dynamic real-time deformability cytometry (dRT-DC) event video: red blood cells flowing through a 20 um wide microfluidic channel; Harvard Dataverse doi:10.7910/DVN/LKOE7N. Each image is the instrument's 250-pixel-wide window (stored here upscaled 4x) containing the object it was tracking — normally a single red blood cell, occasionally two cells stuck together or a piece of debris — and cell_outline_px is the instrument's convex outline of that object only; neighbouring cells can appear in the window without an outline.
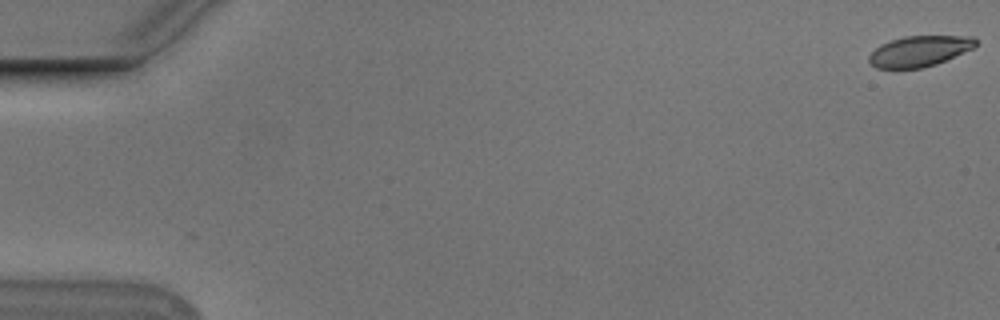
{"species": "Egyptian fruit bat (a non-hibernating species)", "species_latin": "Rousettus aegyptiacus", "temperature_condition": "cold", "stored_images_in_passage": 13, "camera_frame_rate_fps": 3000, "um_per_image_px": 0.085, "animal": {"sex": "male"}, "frame": {"image": 1, "passage_image": 1, "time_ms": 0.0, "image_size_px": [1000, 320], "cell_outline_px": [[976, 44], [972, 48], [936, 64], [924, 68], [876, 68], [868, 60], [868, 56], [880, 44], [904, 36], [972, 36], [976, 40]], "centroid_in_image_um": [78.12, 4.34], "position_along_channel_um": 6.9, "area_um2": 18.84}}